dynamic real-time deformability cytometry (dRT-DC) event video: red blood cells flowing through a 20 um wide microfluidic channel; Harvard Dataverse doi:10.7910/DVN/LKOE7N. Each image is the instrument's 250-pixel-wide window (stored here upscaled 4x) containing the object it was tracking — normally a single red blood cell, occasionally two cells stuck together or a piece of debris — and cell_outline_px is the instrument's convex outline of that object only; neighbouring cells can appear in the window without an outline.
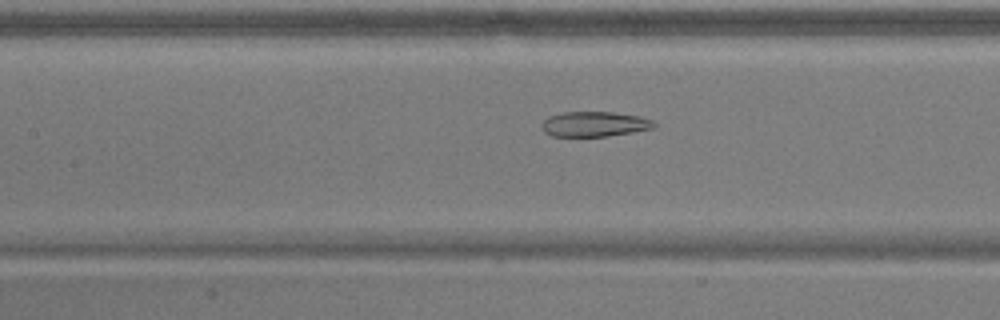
{"species": "common noctule bat (a hibernating species)", "species_latin": "Nyctalus noctula", "temperature_condition": "warm", "stored_images_in_passage": 50, "segment_of_instrument_passage": [1, 2], "camera_frame_rate_fps": 3000, "um_per_image_px": 0.085, "animal": {"sex": "male", "body_mass_g": 17.9}, "frame": {"image": 1, "passage_image": 18, "time_ms": 5.667, "image_size_px": [1000, 320], "cell_outline_px": [[656, 128], [608, 136], [552, 136], [544, 132], [540, 124], [548, 116], [564, 112], [612, 112], [640, 116], [652, 120], [656, 124]], "centroid_in_image_um": [50.53, 10.55], "position_along_channel_um": 156.9, "area_um2": 16.47}}
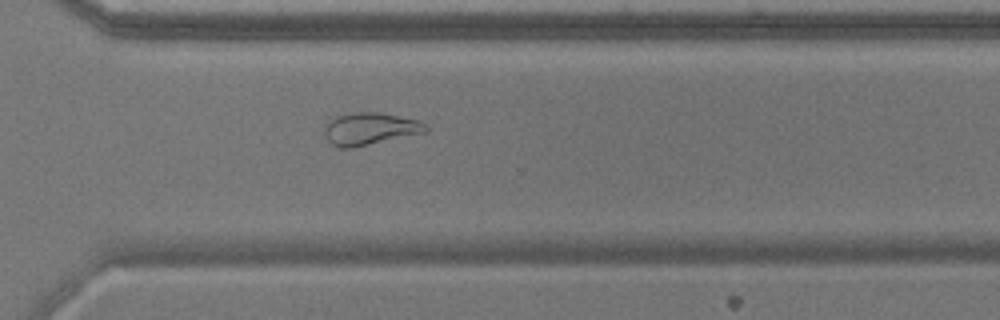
{"frame": {"image": 2, "passage_image": 33, "time_ms": 10.667, "image_size_px": [1000, 320], "cell_outline_px": [[428, 132], [352, 148], [340, 148], [332, 144], [328, 140], [324, 132], [324, 124], [328, 120], [336, 116], [352, 112], [380, 112], [420, 120], [428, 128]], "centroid_in_image_um": [31.44, 10.94], "position_along_channel_um": 339.2, "area_um2": 19.31}}
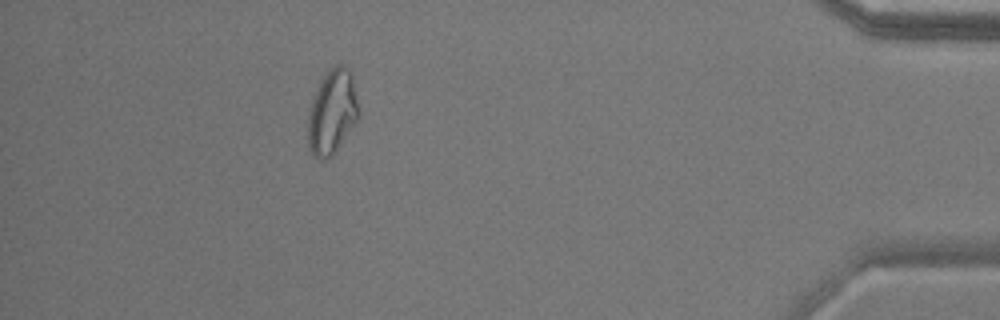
{"frame": {"image": 3, "passage_image": 43, "time_ms": 14.0, "image_size_px": [1000, 320], "cell_outline_px": [[360, 120], [332, 156], [324, 160], [320, 160], [312, 152], [308, 144], [308, 112], [312, 100], [324, 72], [328, 68], [336, 64], [344, 64], [352, 72], [360, 112]], "centroid_in_image_um": [28.28, 9.49], "position_along_channel_um": 406.9, "area_um2": 25.66}}